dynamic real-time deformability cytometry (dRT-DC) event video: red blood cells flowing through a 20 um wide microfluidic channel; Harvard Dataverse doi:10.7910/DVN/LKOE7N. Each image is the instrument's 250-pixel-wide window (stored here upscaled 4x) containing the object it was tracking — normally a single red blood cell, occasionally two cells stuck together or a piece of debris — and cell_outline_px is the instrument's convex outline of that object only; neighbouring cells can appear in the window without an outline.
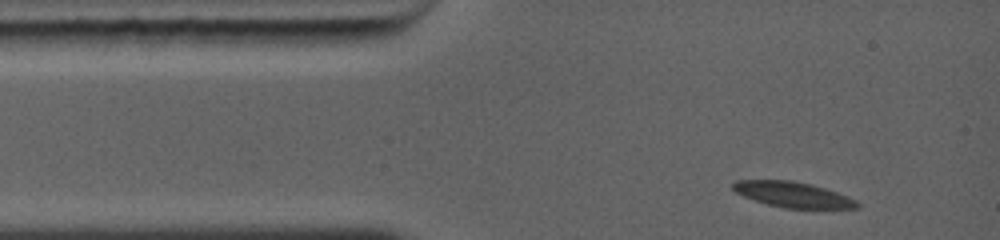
{"species": "common noctule bat (a hibernating species)", "species_latin": "Nyctalus noctula", "temperature_condition": "warm", "stored_images_in_passage": 9, "camera_frame_rate_fps": 5000, "um_per_image_px": 0.085, "animal": {"sex": "female", "body_mass_g": 19.0, "forearm_length_mm": 56.7}, "frame": {"image": 1, "passage_image": 1, "time_ms": 0.0, "image_size_px": [1000, 240], "cell_outline_px": [[860, 204], [856, 208], [784, 208], [768, 204], [744, 196], [736, 192], [732, 188], [732, 184], [736, 180], [788, 180], [808, 184], [824, 188], [836, 192], [856, 200]], "centroid_in_image_um": [67.37, 16.54], "position_along_channel_um": 17.6, "area_um2": 18.03}}
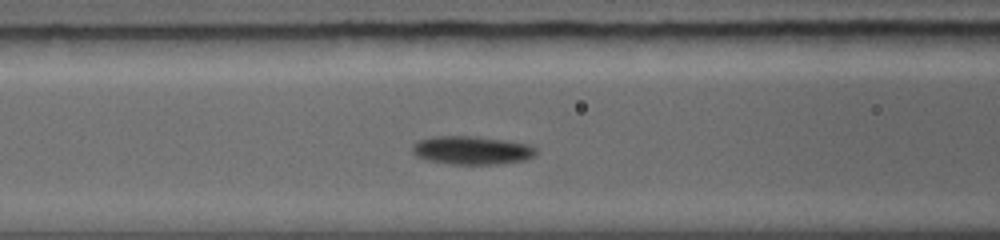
{"frame": {"image": 2, "passage_image": 6, "time_ms": 3.4, "image_size_px": [1000, 240], "cell_outline_px": [[536, 152], [532, 156], [524, 160], [500, 164], [448, 164], [424, 160], [416, 156], [412, 152], [412, 144], [420, 140], [444, 136], [464, 136], [500, 140], [528, 144], [536, 148]], "centroid_in_image_um": [40.06, 12.8], "position_along_channel_um": 126.5, "area_um2": 20.11}}
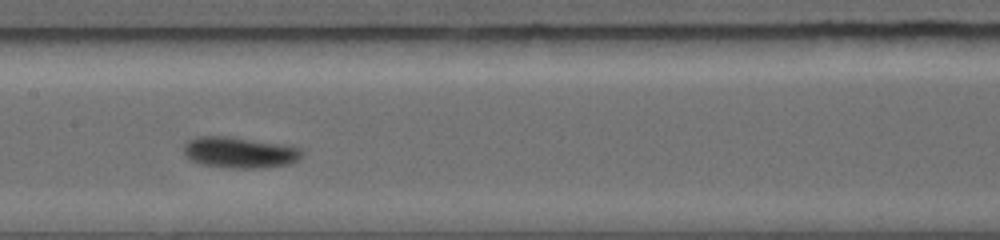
{"frame": {"image": 3, "passage_image": 8, "time_ms": 4.8, "image_size_px": [1000, 240], "cell_outline_px": [[304, 156], [300, 160], [292, 164], [264, 168], [220, 168], [200, 164], [188, 160], [184, 156], [184, 148], [192, 140], [208, 136], [244, 140], [276, 144], [300, 148], [304, 152]], "centroid_in_image_um": [20.42, 13.04], "position_along_channel_um": 187.0, "area_um2": 20.87}}